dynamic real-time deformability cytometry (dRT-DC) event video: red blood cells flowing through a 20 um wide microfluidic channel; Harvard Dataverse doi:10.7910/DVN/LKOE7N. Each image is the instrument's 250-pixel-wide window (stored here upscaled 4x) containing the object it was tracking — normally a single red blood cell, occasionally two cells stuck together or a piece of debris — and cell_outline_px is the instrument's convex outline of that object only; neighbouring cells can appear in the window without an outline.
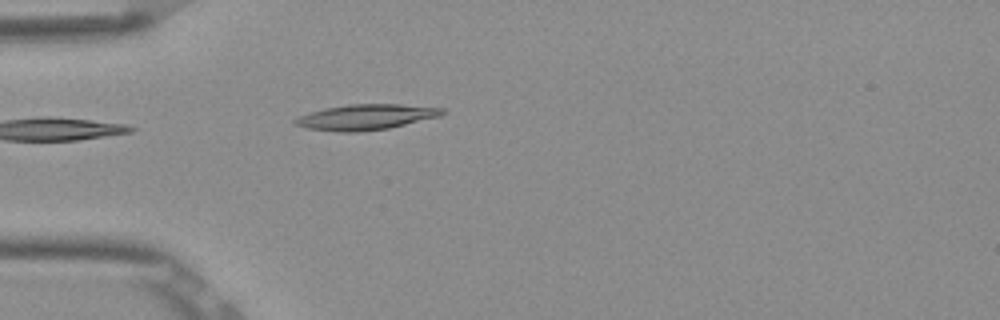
{"species": "Egyptian fruit bat (a non-hibernating species)", "species_latin": "Rousettus aegyptiacus", "temperature_condition": "room temperature", "stored_images_in_passage": 2, "camera_frame_rate_fps": 3000, "um_per_image_px": 0.085, "frame": {"image": 1, "passage_image": 2, "time_ms": 0.333, "image_size_px": [1000, 320], "cell_outline_px": [[444, 112], [440, 116], [388, 128], [356, 132], [340, 132], [308, 128], [296, 124], [292, 120], [300, 116], [324, 108], [348, 104], [400, 104], [444, 108]], "centroid_in_image_um": [31.11, 9.94], "position_along_channel_um": 53.9, "area_um2": 21.56}}